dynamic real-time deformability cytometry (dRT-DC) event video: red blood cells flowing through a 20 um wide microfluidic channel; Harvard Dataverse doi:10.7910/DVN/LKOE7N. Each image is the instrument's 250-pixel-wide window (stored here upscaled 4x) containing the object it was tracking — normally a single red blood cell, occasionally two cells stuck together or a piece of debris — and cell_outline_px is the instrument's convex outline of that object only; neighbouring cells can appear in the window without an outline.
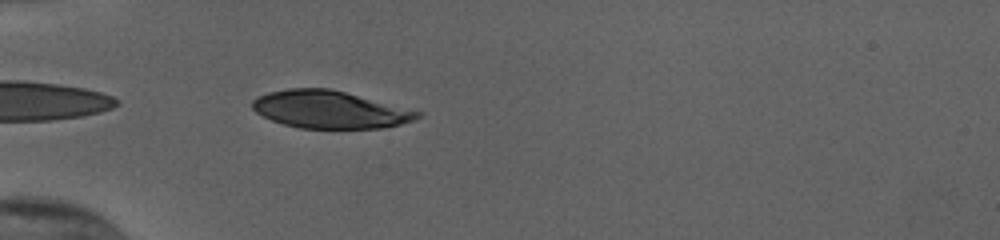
{"species": "human", "species_latin": "Homo sapiens", "temperature_condition": "cold", "stored_images_in_passage": 38, "camera_frame_rate_fps": 3000, "um_per_image_px": 0.085, "donor": {"sex": "female"}, "frame": {"image": 1, "passage_image": 2, "time_ms": 0.333, "image_size_px": [1000, 240], "cell_outline_px": [[424, 112], [416, 120], [384, 128], [300, 128], [284, 124], [272, 120], [256, 112], [252, 108], [252, 100], [256, 96], [268, 92], [288, 88], [332, 88]], "centroid_in_image_um": [28.06, 9.3], "position_along_channel_um": 56.9, "area_um2": 36.36}}
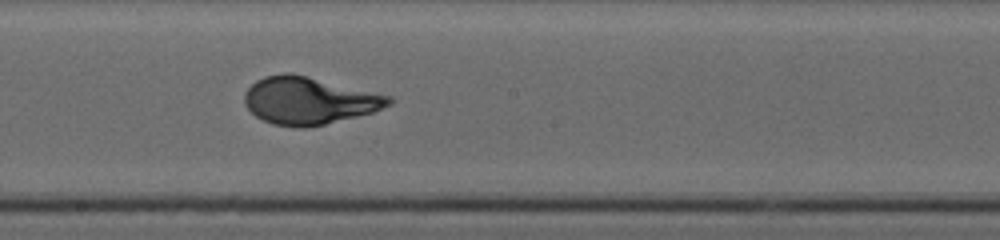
{"frame": {"image": 2, "passage_image": 16, "time_ms": 5.0, "image_size_px": [1000, 240], "cell_outline_px": [[392, 104], [372, 112], [324, 124], [304, 128], [296, 128], [272, 124], [256, 116], [244, 104], [244, 92], [256, 80], [264, 76], [284, 72], [288, 72], [392, 96]], "centroid_in_image_um": [26.23, 8.55], "position_along_channel_um": 222.0, "area_um2": 39.54}}
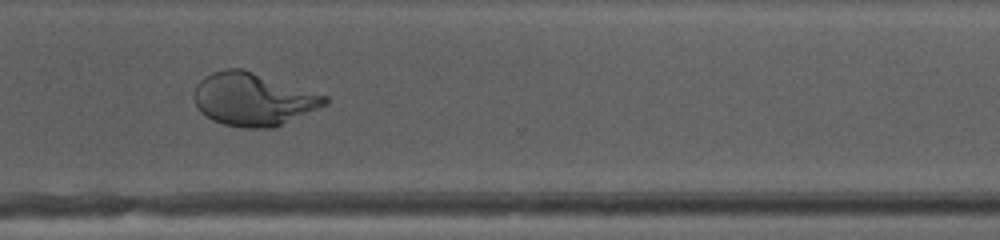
{"frame": {"image": 3, "passage_image": 26, "time_ms": 8.333, "image_size_px": [1000, 240], "cell_outline_px": [[328, 104], [276, 128], [244, 128], [224, 124], [212, 120], [200, 112], [196, 108], [192, 96], [196, 84], [204, 76], [212, 72], [224, 68], [240, 68], [328, 96]], "centroid_in_image_um": [21.49, 8.45], "position_along_channel_um": 349.1, "area_um2": 40.58}, "authors_computed_cell_mechanics": {"area_um2": 39.1595, "velocity_mm_per_s": 3.8162, "shape_relaxation_time_tau1_ms": 3.8122, "shape_relaxation_time_tau2_ms": null, "deformation_change_tau1": 0.2125, "deformation_change_tau2": null}}